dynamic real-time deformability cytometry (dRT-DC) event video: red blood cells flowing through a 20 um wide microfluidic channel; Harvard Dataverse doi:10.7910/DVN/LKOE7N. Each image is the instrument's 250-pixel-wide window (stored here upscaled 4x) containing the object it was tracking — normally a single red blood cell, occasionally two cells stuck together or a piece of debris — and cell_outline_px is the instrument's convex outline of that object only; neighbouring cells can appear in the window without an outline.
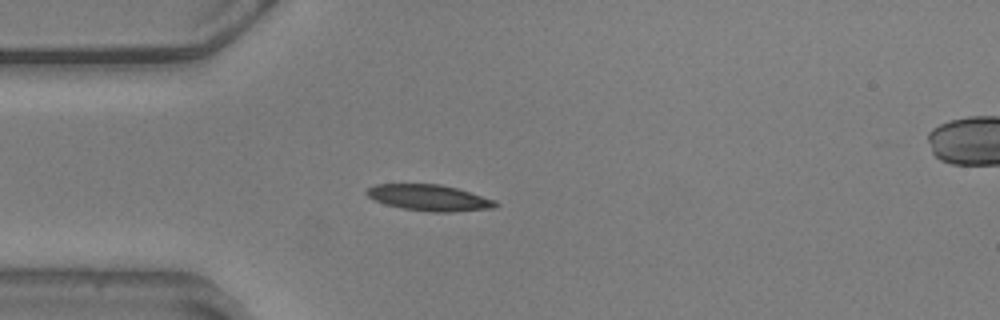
{"species": "common noctule bat (a hibernating species)", "species_latin": "Nyctalus noctula", "temperature_condition": "warm", "stored_images_in_passage": 4, "camera_frame_rate_fps": 3000, "um_per_image_px": 0.085, "animal": {"sex": "male", "body_mass_g": 20.5, "forearm_length_mm": 52.5}, "frame": {"image": 1, "passage_image": 1, "time_ms": 0.0, "image_size_px": [1000, 320], "cell_outline_px": [[500, 204], [496, 208], [452, 212], [432, 212], [404, 208], [384, 204], [368, 196], [364, 192], [368, 188], [376, 184], [440, 184], [456, 188], [496, 200]], "centroid_in_image_um": [36.52, 16.81], "position_along_channel_um": 48.5, "area_um2": 19.59}}